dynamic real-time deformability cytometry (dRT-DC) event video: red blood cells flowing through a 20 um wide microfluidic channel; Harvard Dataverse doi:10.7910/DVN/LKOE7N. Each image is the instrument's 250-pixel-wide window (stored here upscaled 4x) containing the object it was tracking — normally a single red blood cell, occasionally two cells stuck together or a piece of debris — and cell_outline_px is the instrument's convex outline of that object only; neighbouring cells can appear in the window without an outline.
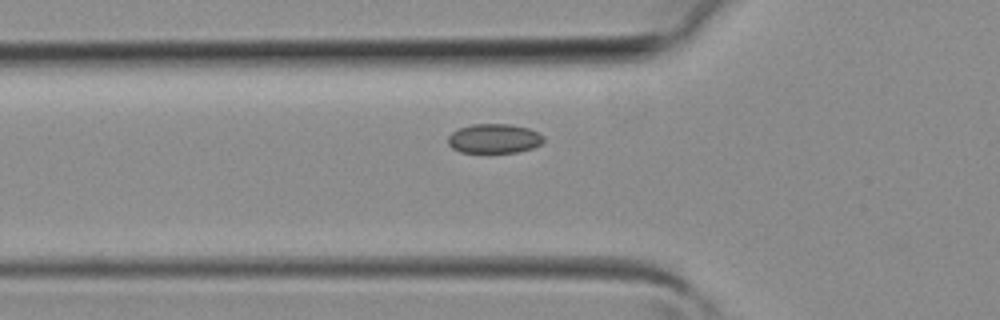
{"species": "common noctule bat (a hibernating species)", "species_latin": "Nyctalus noctula", "temperature_condition": "room temperature", "stored_images_in_passage": 26, "camera_frame_rate_fps": 3000, "um_per_image_px": 0.085, "animal": {"sex": "female", "body_mass_g": 19.3, "forearm_length_mm": 54.1}, "frame": {"image": 1, "passage_image": 5, "time_ms": 1.333, "image_size_px": [1000, 320], "cell_outline_px": [[544, 140], [540, 144], [532, 148], [516, 152], [460, 152], [452, 148], [448, 144], [448, 136], [452, 132], [460, 128], [472, 124], [512, 124], [528, 128], [544, 136]], "centroid_in_image_um": [41.99, 11.77], "position_along_channel_um": 83.8, "area_um2": 16.3}}
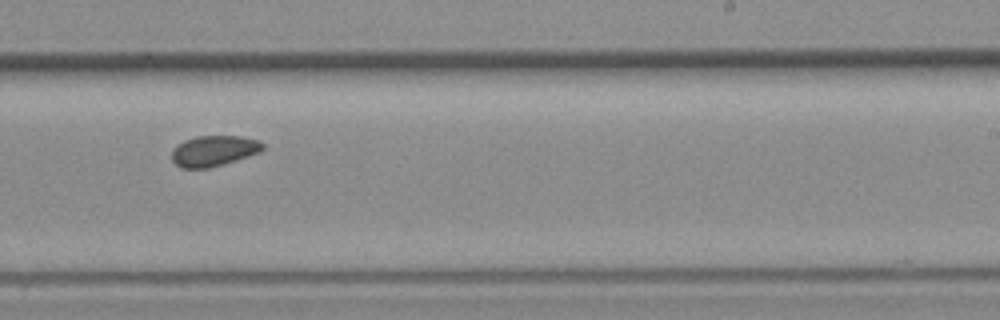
{"frame": {"image": 2, "passage_image": 16, "time_ms": 5.0, "image_size_px": [1000, 320], "cell_outline_px": [[264, 148], [260, 152], [236, 160], [208, 168], [180, 168], [172, 160], [172, 148], [184, 140], [196, 136], [240, 136], [260, 140], [264, 144]], "centroid_in_image_um": [18.17, 12.81], "position_along_channel_um": 270.8, "area_um2": 16.3}}
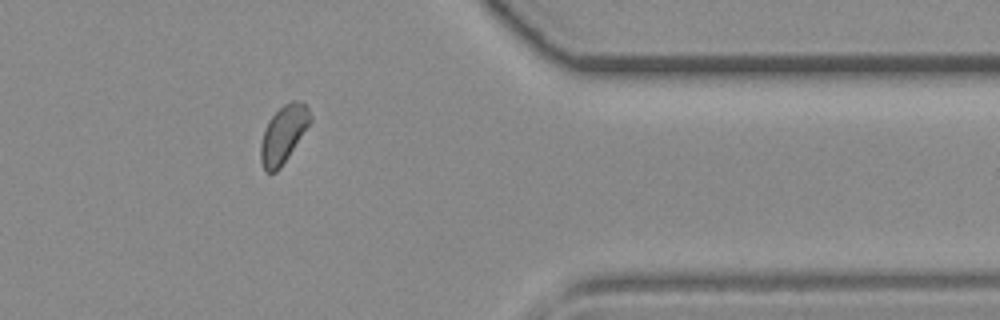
{"frame": {"image": 3, "passage_image": 24, "time_ms": 7.667, "image_size_px": [1000, 320], "cell_outline_px": [[312, 120], [280, 168], [276, 172], [268, 172], [264, 168], [260, 160], [260, 144], [264, 128], [268, 120], [284, 104], [292, 100], [296, 100], [304, 104], [308, 108], [312, 116]], "centroid_in_image_um": [24.07, 11.39], "position_along_channel_um": 387.3, "area_um2": 16.36}}